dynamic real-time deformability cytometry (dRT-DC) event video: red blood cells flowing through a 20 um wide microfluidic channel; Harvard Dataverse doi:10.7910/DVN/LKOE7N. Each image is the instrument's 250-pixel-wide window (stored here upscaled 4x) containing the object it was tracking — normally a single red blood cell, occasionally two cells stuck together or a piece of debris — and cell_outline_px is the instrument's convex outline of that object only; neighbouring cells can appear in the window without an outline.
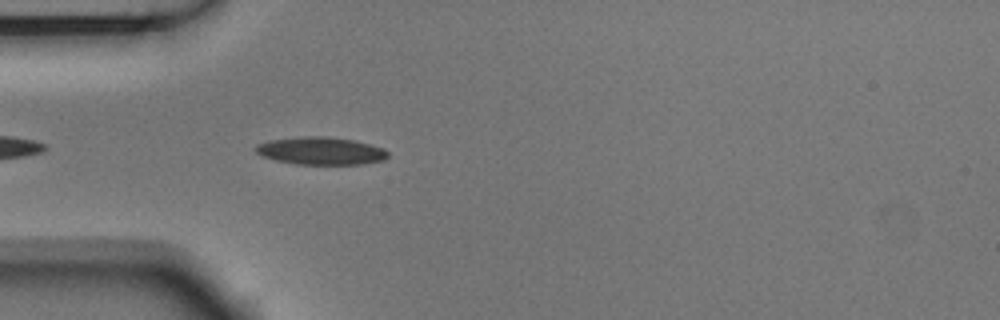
{"species": "Egyptian fruit bat (a non-hibernating species)", "species_latin": "Rousettus aegyptiacus", "temperature_condition": "room temperature", "stored_images_in_passage": 2, "camera_frame_rate_fps": 3000, "um_per_image_px": 0.085, "animal": {"sex": "male"}, "frame": {"image": 1, "passage_image": 2, "time_ms": 0.333, "image_size_px": [1000, 320], "cell_outline_px": [[388, 156], [384, 160], [360, 164], [296, 164], [276, 160], [264, 156], [256, 152], [252, 148], [256, 144], [268, 140], [304, 136], [324, 136], [352, 140], [384, 148], [388, 152]], "centroid_in_image_um": [27.23, 12.82], "position_along_channel_um": 57.8, "area_um2": 21.21}}